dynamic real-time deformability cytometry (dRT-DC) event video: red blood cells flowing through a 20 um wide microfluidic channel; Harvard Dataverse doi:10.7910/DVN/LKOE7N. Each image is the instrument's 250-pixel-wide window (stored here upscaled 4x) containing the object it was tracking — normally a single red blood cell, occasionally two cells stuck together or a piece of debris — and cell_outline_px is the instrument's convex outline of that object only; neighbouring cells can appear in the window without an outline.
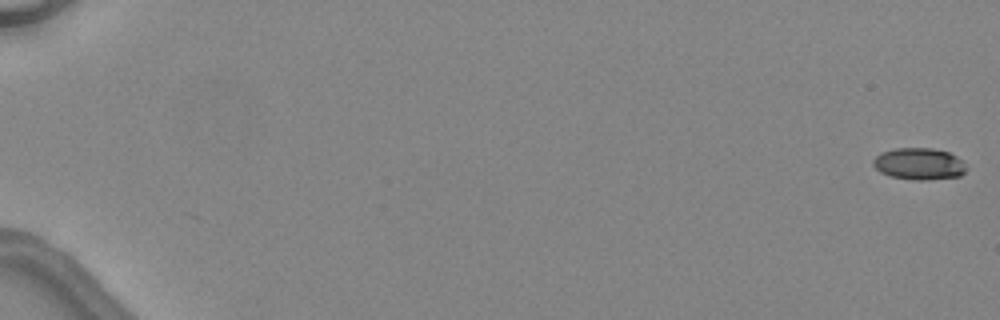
{"species": "common noctule bat (a hibernating species)", "species_latin": "Nyctalus noctula", "temperature_condition": "warm", "stored_images_in_passage": 7, "camera_frame_rate_fps": 3000, "um_per_image_px": 0.085, "animal": {"sex": "female", "body_mass_g": 24.6, "forearm_length_mm": 56.2}, "frame": {"image": 1, "passage_image": 1, "time_ms": 0.0, "image_size_px": [1000, 320], "cell_outline_px": [[968, 168], [960, 176], [924, 180], [916, 180], [892, 176], [880, 172], [872, 164], [872, 160], [880, 152], [896, 148], [932, 148], [948, 152], [956, 156]], "centroid_in_image_um": [78.1, 13.92], "position_along_channel_um": 6.9, "area_um2": 17.17}}
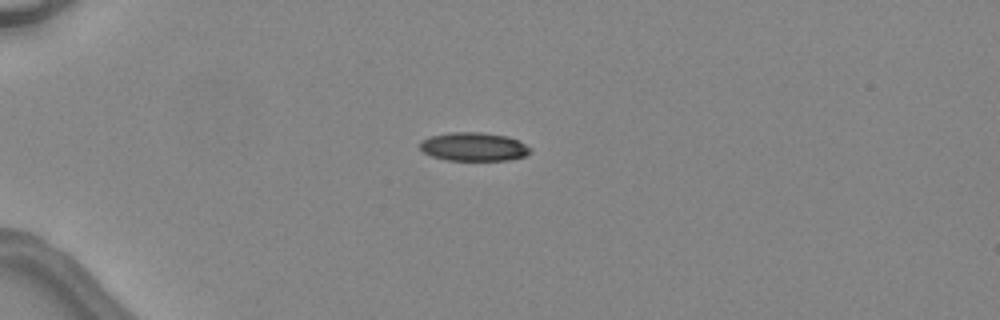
{"frame": {"image": 2, "passage_image": 5, "time_ms": 4.667, "image_size_px": [1000, 320], "cell_outline_px": [[532, 152], [528, 156], [508, 160], [444, 160], [432, 156], [424, 152], [420, 148], [420, 140], [428, 136], [448, 132], [480, 132], [508, 136], [520, 140], [532, 148]], "centroid_in_image_um": [40.3, 12.47], "position_along_channel_um": 44.7, "area_um2": 18.79}}